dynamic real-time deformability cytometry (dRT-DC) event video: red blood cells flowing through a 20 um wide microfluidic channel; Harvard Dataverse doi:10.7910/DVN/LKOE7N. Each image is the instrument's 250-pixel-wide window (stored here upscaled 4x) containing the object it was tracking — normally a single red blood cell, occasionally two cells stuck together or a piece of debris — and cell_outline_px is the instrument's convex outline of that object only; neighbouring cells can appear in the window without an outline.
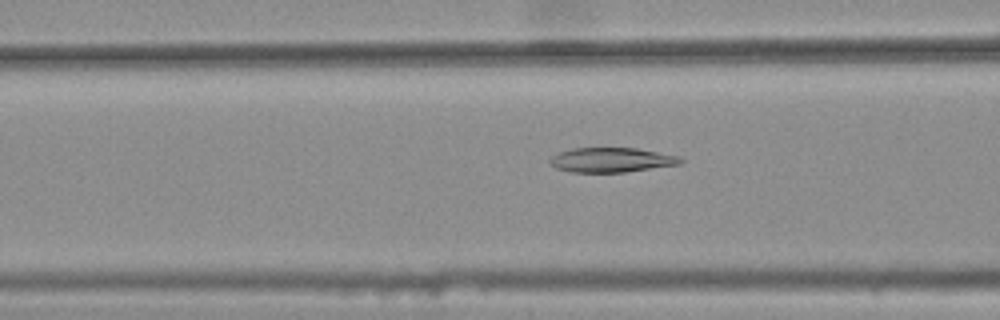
{"species": "common noctule bat (a hibernating species)", "species_latin": "Nyctalus noctula", "temperature_condition": "warm", "stored_images_in_passage": 46, "camera_frame_rate_fps": 3000, "um_per_image_px": 0.085, "animal": {"sex": "female", "body_mass_g": 25.1}, "frame": {"image": 1, "passage_image": 20, "time_ms": 6.333, "image_size_px": [1000, 320], "cell_outline_px": [[684, 160], [680, 164], [624, 172], [572, 172], [556, 168], [548, 164], [548, 160], [556, 152], [572, 148], [636, 148], [680, 156]], "centroid_in_image_um": [51.92, 13.59], "position_along_channel_um": 114.7, "area_um2": 18.84}}
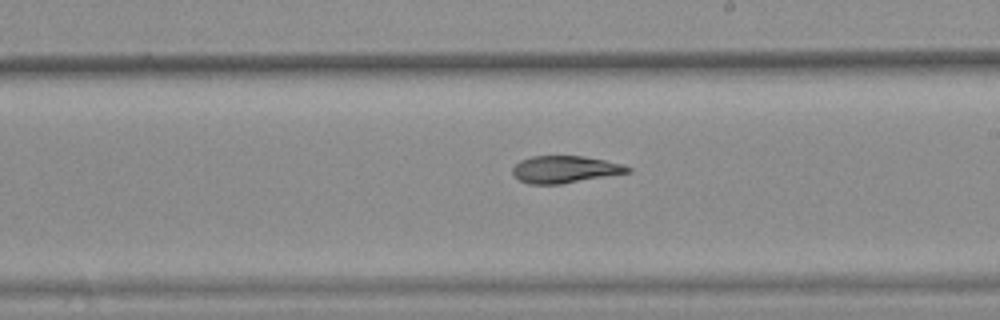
{"frame": {"image": 2, "passage_image": 30, "time_ms": 9.667, "image_size_px": [1000, 320], "cell_outline_px": [[632, 172], [560, 184], [528, 184], [520, 180], [512, 172], [512, 168], [520, 160], [532, 156], [584, 156], [624, 164], [632, 168]], "centroid_in_image_um": [48.05, 14.39], "position_along_channel_um": 241.0, "area_um2": 18.21}}
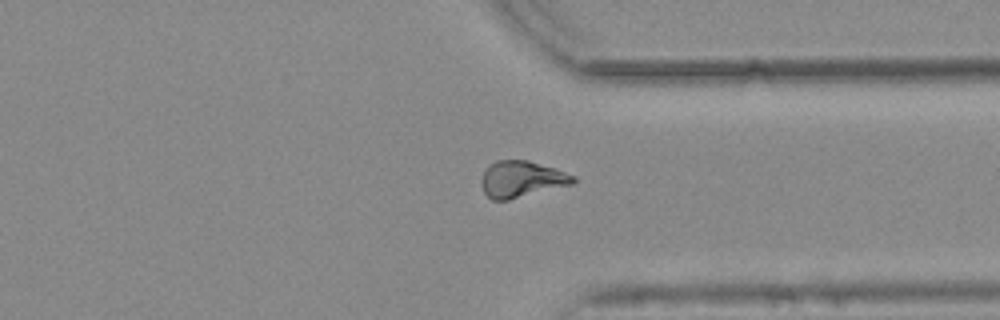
{"frame": {"image": 3, "passage_image": 40, "time_ms": 13.0, "image_size_px": [1000, 320], "cell_outline_px": [[576, 180], [572, 184], [508, 200], [492, 200], [484, 192], [480, 180], [484, 168], [496, 160], [528, 160], [556, 168], [576, 176]], "centroid_in_image_um": [44.32, 15.21], "position_along_channel_um": 367.1, "area_um2": 19.59}, "authors_computed_cell_mechanics": {"area_um2": 19.4208, "velocity_mm_per_s": 3.7935, "shape_relaxation_time_tau1_ms": null, "shape_relaxation_time_tau2_ms": 4.3207, "deformation_change_tau1": null, "deformation_change_tau2": 0.0987}}